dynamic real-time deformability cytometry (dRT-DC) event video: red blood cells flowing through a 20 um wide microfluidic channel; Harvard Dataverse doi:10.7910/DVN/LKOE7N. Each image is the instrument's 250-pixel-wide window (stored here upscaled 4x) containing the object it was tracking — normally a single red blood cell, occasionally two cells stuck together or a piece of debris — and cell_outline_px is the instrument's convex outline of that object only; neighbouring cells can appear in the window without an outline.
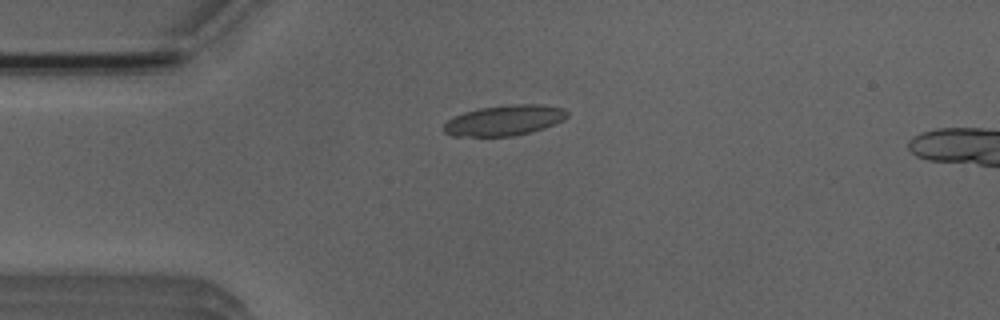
{"species": "Egyptian fruit bat (a non-hibernating species)", "species_latin": "Rousettus aegyptiacus", "temperature_condition": "room temperature", "stored_images_in_passage": 3, "camera_frame_rate_fps": 3000, "um_per_image_px": 0.085, "animal": {"sex": "male"}, "frame": {"image": 1, "passage_image": 1, "time_ms": 0.0, "image_size_px": [1000, 320], "cell_outline_px": [[568, 116], [564, 120], [556, 124], [532, 132], [512, 136], [452, 136], [444, 132], [444, 124], [452, 116], [464, 112], [480, 108], [512, 104], [540, 104], [564, 108], [568, 112]], "centroid_in_image_um": [42.89, 10.23], "position_along_channel_um": 42.1, "area_um2": 22.08}}